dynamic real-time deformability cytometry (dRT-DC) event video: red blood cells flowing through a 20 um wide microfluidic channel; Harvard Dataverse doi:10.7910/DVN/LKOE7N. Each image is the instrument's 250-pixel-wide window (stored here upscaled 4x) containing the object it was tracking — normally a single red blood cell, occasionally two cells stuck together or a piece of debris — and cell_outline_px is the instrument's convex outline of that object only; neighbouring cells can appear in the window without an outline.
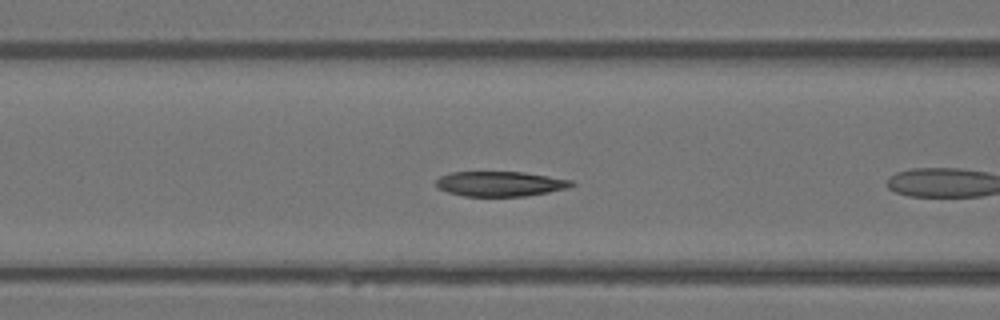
{"species": "Egyptian fruit bat (a non-hibernating species)", "species_latin": "Rousettus aegyptiacus", "temperature_condition": "warm", "stored_images_in_passage": 4, "camera_frame_rate_fps": 3000, "um_per_image_px": 0.085, "animal": {"sex": "female"}, "frame": {"image": 1, "passage_image": 3, "time_ms": 0.667, "image_size_px": [1000, 320], "cell_outline_px": [[576, 184], [568, 188], [548, 192], [524, 196], [464, 196], [448, 192], [436, 188], [436, 180], [440, 176], [452, 172], [524, 172], [572, 180]], "centroid_in_image_um": [42.51, 15.62], "position_along_channel_um": 124.1, "area_um2": 19.71}}